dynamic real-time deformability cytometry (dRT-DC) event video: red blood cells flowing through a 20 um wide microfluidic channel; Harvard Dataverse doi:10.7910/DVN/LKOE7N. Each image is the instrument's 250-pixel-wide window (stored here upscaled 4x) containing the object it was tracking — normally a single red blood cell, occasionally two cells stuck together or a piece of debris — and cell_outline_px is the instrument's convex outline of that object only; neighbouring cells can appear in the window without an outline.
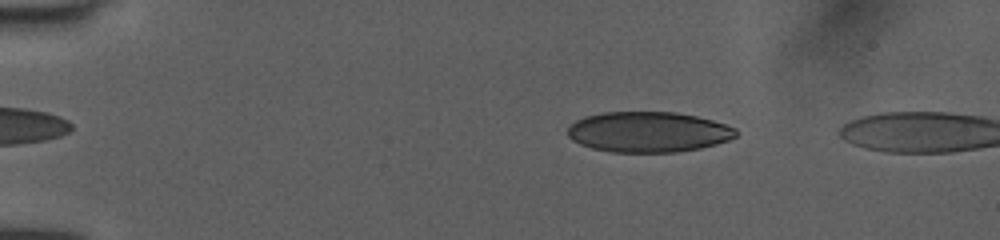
{"species": "human", "species_latin": "Homo sapiens", "temperature_condition": "room temperature", "stored_images_in_passage": 43, "camera_frame_rate_fps": 3000, "um_per_image_px": 0.085, "donor": {"sex": "female"}, "frame": {"image": 1, "passage_image": 2, "time_ms": 0.333, "image_size_px": [1000, 240], "cell_outline_px": [[736, 136], [728, 140], [716, 144], [700, 148], [676, 152], [612, 152], [592, 148], [580, 144], [572, 140], [568, 136], [568, 128], [576, 120], [584, 116], [604, 112], [676, 112], [696, 116], [712, 120], [736, 128]], "centroid_in_image_um": [55.09, 11.21], "position_along_channel_um": 29.9, "area_um2": 39.65}}
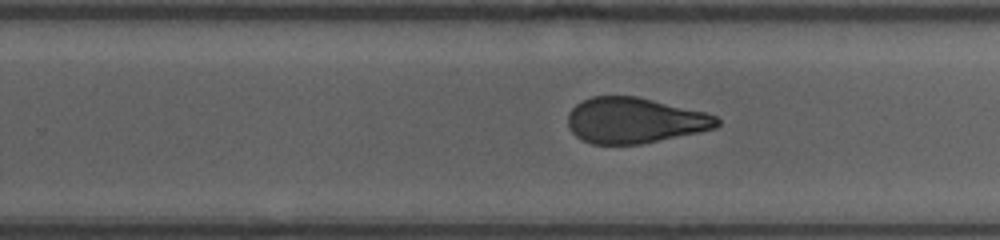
{"frame": {"image": 2, "passage_image": 26, "time_ms": 8.333, "image_size_px": [1000, 240], "cell_outline_px": [[720, 124], [716, 128], [700, 132], [640, 144], [592, 144], [576, 136], [568, 128], [568, 112], [576, 104], [592, 96], [636, 96], [704, 112], [716, 116], [720, 120]], "centroid_in_image_um": [53.93, 10.24], "position_along_channel_um": 275.9, "area_um2": 39.54}}
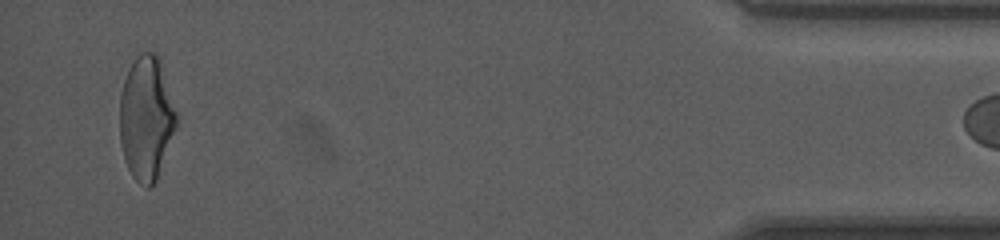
{"frame": {"image": 3, "passage_image": 42, "time_ms": 13.667, "image_size_px": [1000, 240], "cell_outline_px": [[176, 124], [156, 180], [148, 188], [140, 184], [132, 176], [128, 168], [120, 144], [120, 92], [128, 68], [136, 56], [140, 52], [156, 52], [160, 56], [176, 112]], "centroid_in_image_um": [12.41, 9.97], "position_along_channel_um": 422.8, "area_um2": 40.69}}